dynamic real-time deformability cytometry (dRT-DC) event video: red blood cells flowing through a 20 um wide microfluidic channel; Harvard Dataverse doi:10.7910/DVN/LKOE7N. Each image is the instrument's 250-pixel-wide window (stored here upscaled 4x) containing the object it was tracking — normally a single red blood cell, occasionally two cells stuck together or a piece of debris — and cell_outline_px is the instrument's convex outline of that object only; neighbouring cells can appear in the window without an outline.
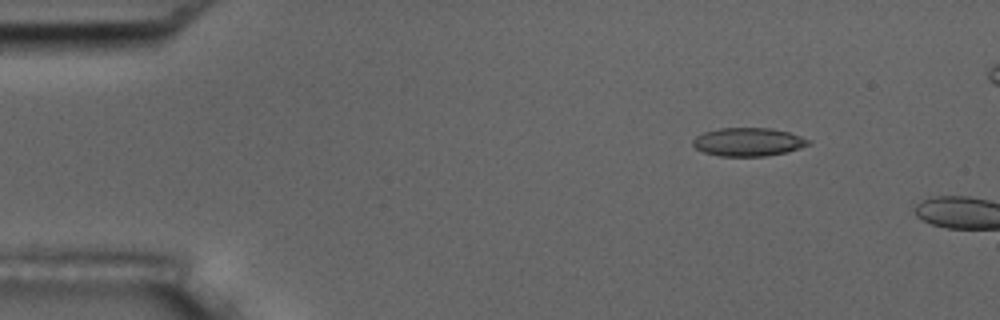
{"species": "common noctule bat (a hibernating species)", "species_latin": "Nyctalus noctula", "temperature_condition": "room temperature", "stored_images_in_passage": 3, "camera_frame_rate_fps": 3000, "um_per_image_px": 0.085, "animal": {"sex": "male", "body_mass_g": 17.5, "forearm_length_mm": 52.3}, "frame": {"image": 1, "passage_image": 2, "time_ms": 1.333, "image_size_px": [1000, 320], "cell_outline_px": [[812, 144], [800, 148], [784, 152], [764, 156], [720, 156], [704, 152], [696, 148], [692, 144], [692, 140], [696, 136], [704, 132], [720, 128], [772, 128], [788, 132], [812, 140]], "centroid_in_image_um": [63.61, 12.06], "position_along_channel_um": 21.4, "area_um2": 19.07}}